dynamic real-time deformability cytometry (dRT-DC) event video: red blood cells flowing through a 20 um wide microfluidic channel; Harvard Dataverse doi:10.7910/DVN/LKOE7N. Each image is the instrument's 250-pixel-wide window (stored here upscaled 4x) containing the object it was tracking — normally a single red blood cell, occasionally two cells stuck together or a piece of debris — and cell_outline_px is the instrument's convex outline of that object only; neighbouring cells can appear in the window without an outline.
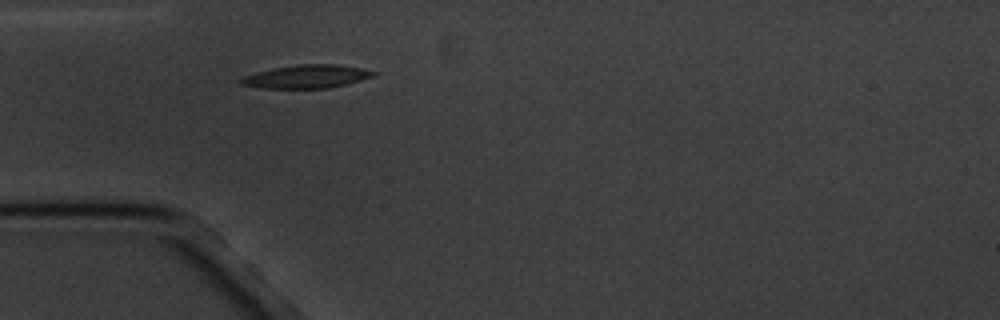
{"species": "common noctule bat (a hibernating species)", "species_latin": "Nyctalus noctula", "temperature_condition": "cold", "stored_images_in_passage": 1, "camera_frame_rate_fps": 3000, "um_per_image_px": 0.085, "animal": {"sex": "male", "body_mass_g": 20.1, "forearm_length_mm": 53.5}, "frame": {"image": 1, "passage_image": 1, "time_ms": 0.0, "image_size_px": [1000, 320], "cell_outline_px": [[376, 76], [328, 88], [264, 88], [240, 84], [236, 80], [244, 76], [256, 72], [272, 68], [296, 64], [336, 64], [360, 68], [376, 72]], "centroid_in_image_um": [26.02, 6.5], "position_along_channel_um": 59.0, "area_um2": 17.92}}